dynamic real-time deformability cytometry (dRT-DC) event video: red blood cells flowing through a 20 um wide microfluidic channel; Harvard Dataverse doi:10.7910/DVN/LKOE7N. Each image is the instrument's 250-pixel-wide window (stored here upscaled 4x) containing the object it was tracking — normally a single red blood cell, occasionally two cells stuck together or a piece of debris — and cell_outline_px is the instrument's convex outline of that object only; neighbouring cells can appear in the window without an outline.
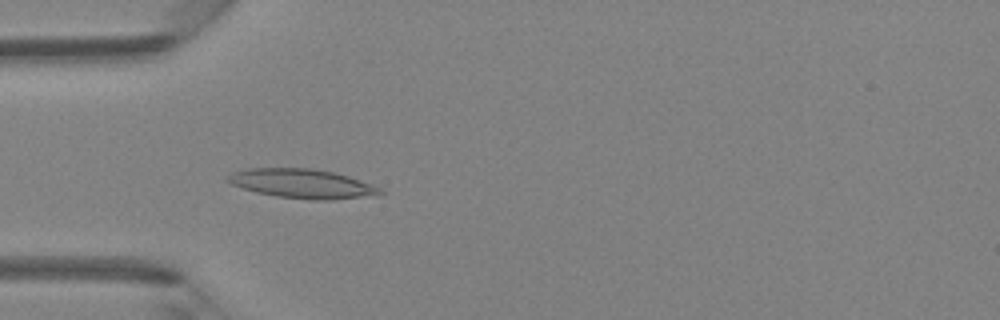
{"species": "Egyptian fruit bat (a non-hibernating species)", "species_latin": "Rousettus aegyptiacus", "temperature_condition": "room temperature", "stored_images_in_passage": 5, "camera_frame_rate_fps": 3000, "um_per_image_px": 0.085, "animal": {"sex": "female"}, "frame": {"image": 1, "passage_image": 5, "time_ms": 4.333, "image_size_px": [1000, 320], "cell_outline_px": [[388, 192], [376, 196], [332, 200], [316, 200], [276, 196], [256, 192], [232, 184], [224, 180], [224, 176], [232, 172], [248, 168], [312, 168], [332, 172], [348, 176], [372, 184]], "centroid_in_image_um": [25.72, 15.61], "position_along_channel_um": 59.3, "area_um2": 26.24}}